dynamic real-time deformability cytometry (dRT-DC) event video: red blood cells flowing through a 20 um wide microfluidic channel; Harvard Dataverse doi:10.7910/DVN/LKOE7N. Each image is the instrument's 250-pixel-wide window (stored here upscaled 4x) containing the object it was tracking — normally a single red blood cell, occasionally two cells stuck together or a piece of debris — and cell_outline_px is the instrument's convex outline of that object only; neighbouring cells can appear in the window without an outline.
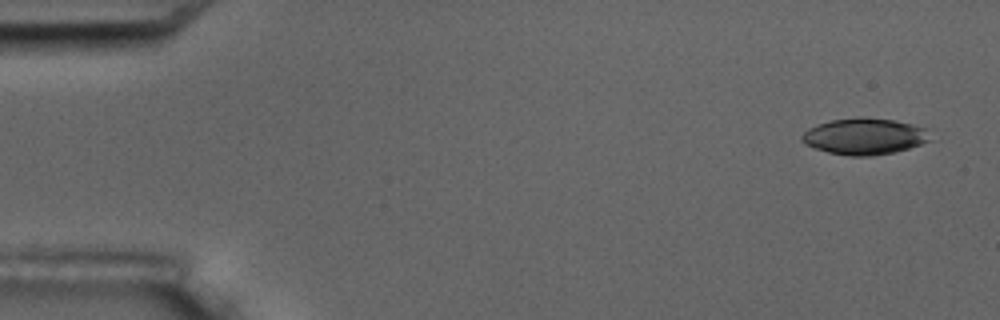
{"species": "common noctule bat (a hibernating species)", "species_latin": "Nyctalus noctula", "temperature_condition": "room temperature", "stored_images_in_passage": 6, "camera_frame_rate_fps": 3000, "um_per_image_px": 0.085, "animal": {"sex": "male", "body_mass_g": 17.5, "forearm_length_mm": 52.3}, "frame": {"image": 1, "passage_image": 1, "time_ms": 0.0, "image_size_px": [1000, 320], "cell_outline_px": [[932, 140], [908, 148], [892, 152], [872, 156], [848, 156], [828, 152], [804, 144], [800, 140], [800, 136], [808, 128], [832, 120], [856, 116], [864, 116], [892, 120], [912, 124], [928, 128]], "centroid_in_image_um": [73.49, 11.58], "position_along_channel_um": 11.5, "area_um2": 27.4}}
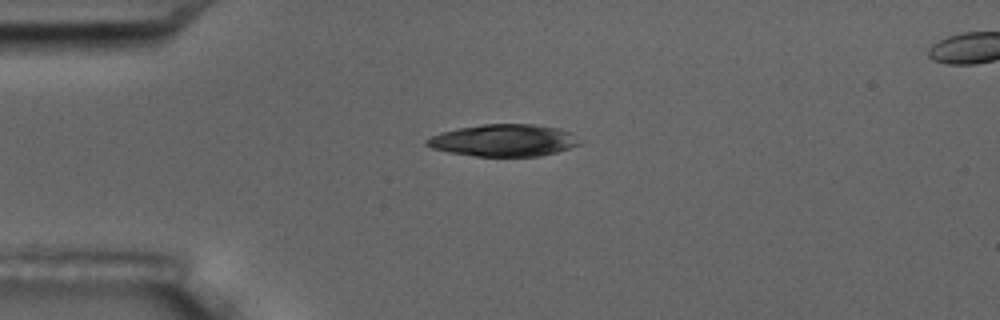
{"frame": {"image": 2, "passage_image": 4, "time_ms": 3.667, "image_size_px": [1000, 320], "cell_outline_px": [[584, 140], [580, 144], [556, 152], [540, 156], [476, 156], [448, 152], [432, 148], [424, 144], [424, 140], [440, 132], [456, 128], [484, 124], [532, 124], [556, 128], [568, 132]], "centroid_in_image_um": [42.79, 11.93], "position_along_channel_um": 42.2, "area_um2": 28.55}}